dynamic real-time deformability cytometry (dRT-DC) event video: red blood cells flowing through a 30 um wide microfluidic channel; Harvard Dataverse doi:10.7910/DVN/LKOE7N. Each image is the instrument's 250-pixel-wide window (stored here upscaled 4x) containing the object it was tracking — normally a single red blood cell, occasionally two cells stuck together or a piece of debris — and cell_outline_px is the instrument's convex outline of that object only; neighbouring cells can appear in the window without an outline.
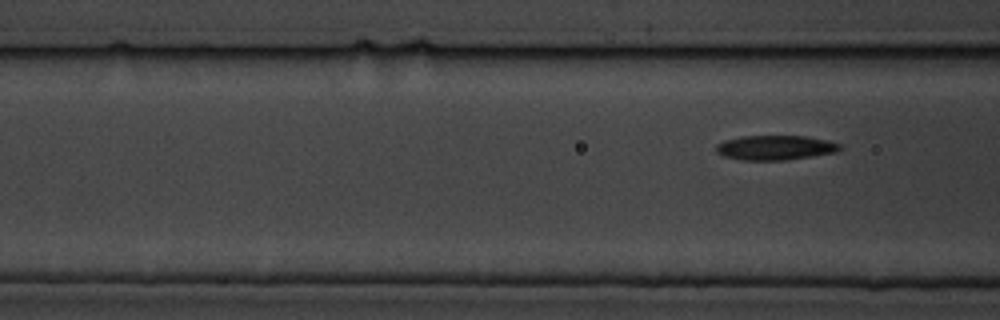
{"species": "common noctule bat (a hibernating species)", "species_latin": "Nyctalus noctula", "temperature_condition": "cold", "stored_images_in_passage": 7, "segment_of_instrument_passage": [2, 2], "camera_frame_rate_fps": 3000, "um_per_image_px": 0.085, "animal": {"sex": "male", "body_mass_g": 19.5, "forearm_length_mm": 54.6}, "frame": {"image": 1, "passage_image": 7, "time_ms": 7.667, "image_size_px": [1000, 320], "cell_outline_px": [[844, 148], [836, 152], [788, 160], [740, 160], [724, 156], [716, 152], [716, 144], [724, 140], [740, 136], [804, 136], [828, 140], [840, 144]], "centroid_in_image_um": [65.9, 12.55], "position_along_channel_um": 100.7, "area_um2": 17.92}}